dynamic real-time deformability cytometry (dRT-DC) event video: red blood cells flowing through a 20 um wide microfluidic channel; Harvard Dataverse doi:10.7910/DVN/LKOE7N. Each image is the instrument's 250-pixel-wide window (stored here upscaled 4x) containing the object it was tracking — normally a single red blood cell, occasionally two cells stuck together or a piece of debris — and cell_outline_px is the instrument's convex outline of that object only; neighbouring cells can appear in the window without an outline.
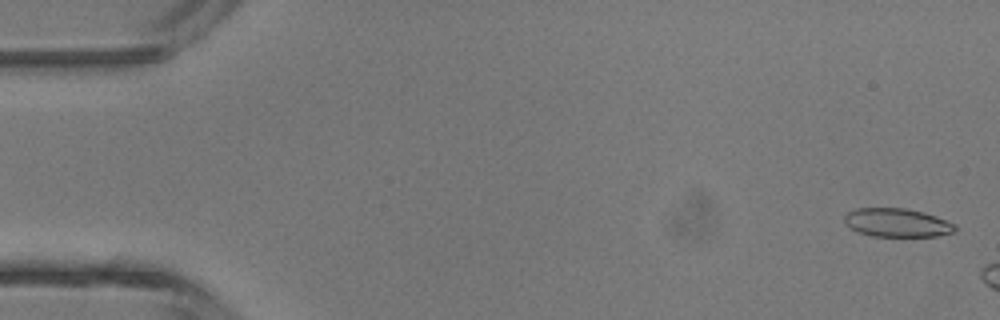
{"species": "common noctule bat (a hibernating species)", "species_latin": "Nyctalus noctula", "temperature_condition": "room temperature", "stored_images_in_passage": 3, "camera_frame_rate_fps": 3000, "um_per_image_px": 0.085, "animal": {"sex": "male", "body_mass_g": 13.3}, "frame": {"image": 1, "passage_image": 1, "time_ms": 0.0, "image_size_px": [1000, 320], "cell_outline_px": [[956, 232], [936, 236], [872, 236], [856, 232], [844, 220], [844, 216], [848, 212], [856, 208], [908, 208], [924, 212], [936, 216], [956, 224]], "centroid_in_image_um": [76.28, 18.92], "position_along_channel_um": 8.7, "area_um2": 18.5}}